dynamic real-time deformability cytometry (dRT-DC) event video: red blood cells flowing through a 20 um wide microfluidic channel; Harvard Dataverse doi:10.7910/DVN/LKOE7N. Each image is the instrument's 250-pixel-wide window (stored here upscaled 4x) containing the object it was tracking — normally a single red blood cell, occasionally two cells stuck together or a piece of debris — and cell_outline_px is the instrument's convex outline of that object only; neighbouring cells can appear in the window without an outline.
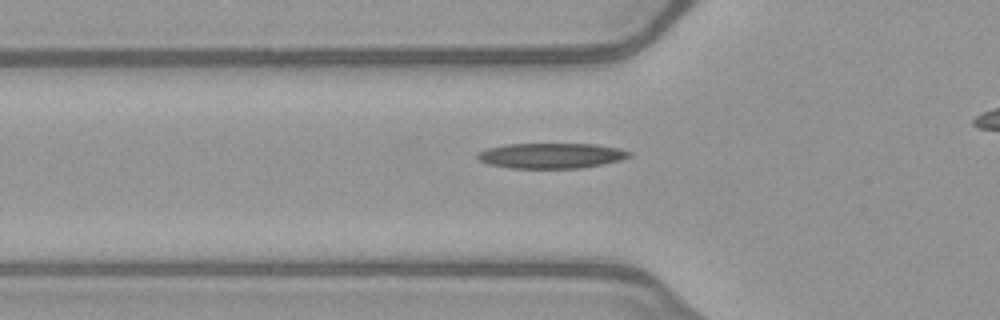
{"species": "common noctule bat (a hibernating species)", "species_latin": "Nyctalus noctula", "temperature_condition": "warm", "stored_images_in_passage": 33, "camera_frame_rate_fps": 3000, "um_per_image_px": 0.085, "animal": {"sex": "female", "body_mass_g": 21.9}, "frame": {"image": 1, "passage_image": 6, "time_ms": 1.667, "image_size_px": [1000, 320], "cell_outline_px": [[632, 156], [620, 160], [604, 164], [580, 168], [512, 168], [488, 164], [480, 160], [476, 156], [476, 152], [488, 148], [508, 144], [592, 144], [620, 148], [632, 152]], "centroid_in_image_um": [46.87, 13.23], "position_along_channel_um": 78.9, "area_um2": 22.43}}
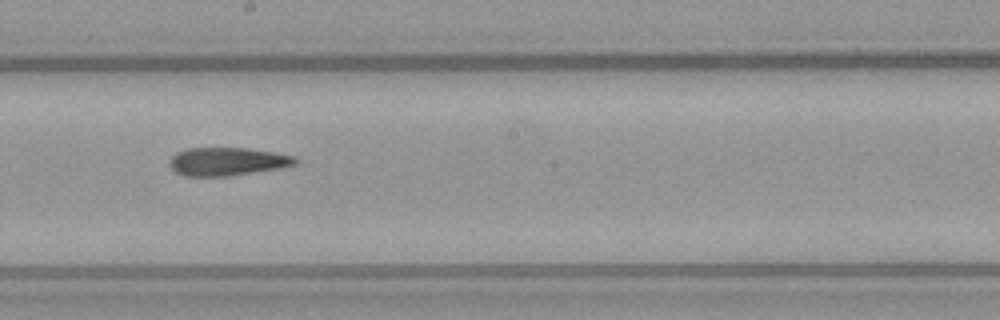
{"frame": {"image": 2, "passage_image": 17, "time_ms": 5.333, "image_size_px": [1000, 320], "cell_outline_px": [[300, 160], [296, 164], [284, 168], [228, 176], [184, 176], [176, 172], [168, 164], [168, 160], [176, 152], [184, 148], [248, 148], [276, 152], [296, 156]], "centroid_in_image_um": [19.36, 13.72], "position_along_channel_um": 228.8, "area_um2": 21.1}}
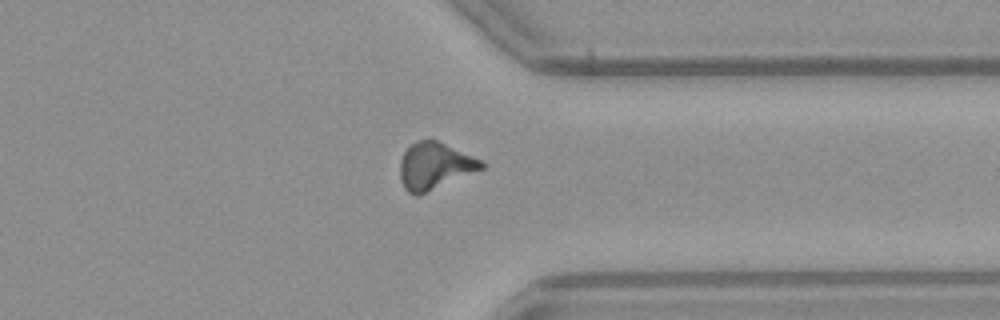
{"frame": {"image": 3, "passage_image": 28, "time_ms": 9.0, "image_size_px": [1000, 320], "cell_outline_px": [[484, 168], [420, 196], [416, 196], [408, 192], [404, 188], [400, 180], [400, 160], [404, 152], [416, 140], [436, 140], [472, 156], [480, 160], [484, 164]], "centroid_in_image_um": [36.91, 14.14], "position_along_channel_um": 374.5, "area_um2": 22.14}}